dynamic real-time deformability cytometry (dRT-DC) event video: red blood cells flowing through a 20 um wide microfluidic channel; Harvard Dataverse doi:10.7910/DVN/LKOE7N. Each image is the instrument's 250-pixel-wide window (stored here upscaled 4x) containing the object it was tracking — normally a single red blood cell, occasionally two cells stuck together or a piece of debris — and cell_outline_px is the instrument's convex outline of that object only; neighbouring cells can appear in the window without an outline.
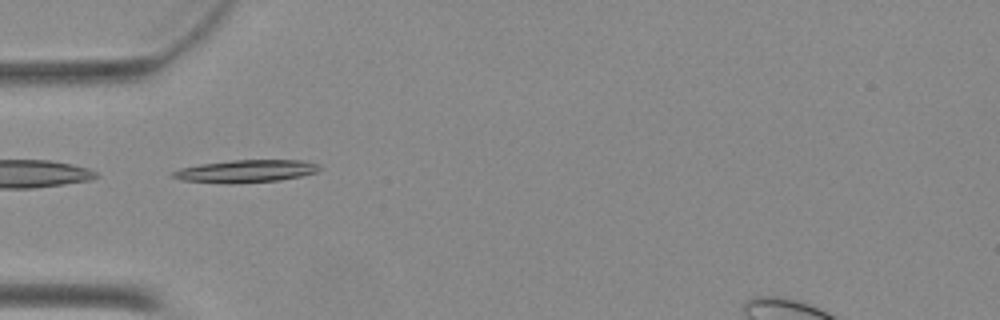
{"species": "Egyptian fruit bat (a non-hibernating species)", "species_latin": "Rousettus aegyptiacus", "temperature_condition": "warm", "stored_images_in_passage": 35, "camera_frame_rate_fps": 3000, "um_per_image_px": 0.085, "animal": {"sex": "female"}, "frame": {"image": 1, "passage_image": 1, "time_ms": 0.0, "image_size_px": [1000, 320], "cell_outline_px": [[320, 168], [316, 172], [300, 176], [280, 180], [180, 180], [172, 176], [172, 172], [180, 168], [200, 164], [232, 160], [304, 160], [320, 164]], "centroid_in_image_um": [21.01, 14.47], "position_along_channel_um": 64.0, "area_um2": 17.86}}
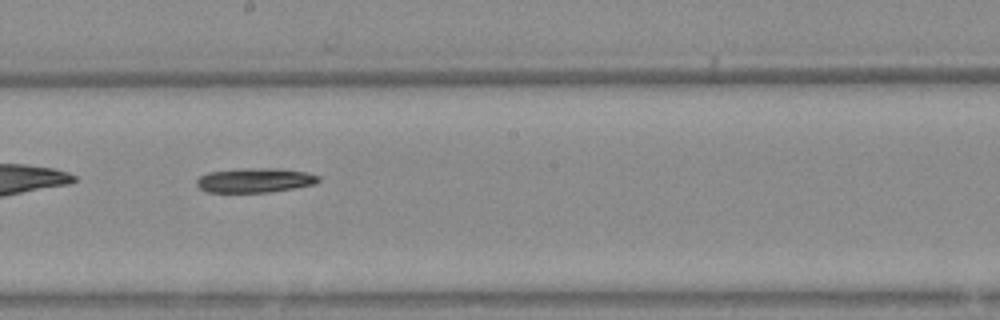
{"frame": {"image": 2, "passage_image": 13, "time_ms": 4.0, "image_size_px": [1000, 320], "cell_outline_px": [[320, 180], [312, 184], [292, 188], [268, 192], [208, 192], [200, 188], [196, 184], [196, 180], [200, 176], [208, 172], [244, 168], [276, 168], [304, 172], [320, 176]], "centroid_in_image_um": [21.62, 15.31], "position_along_channel_um": 226.6, "area_um2": 17.17}}
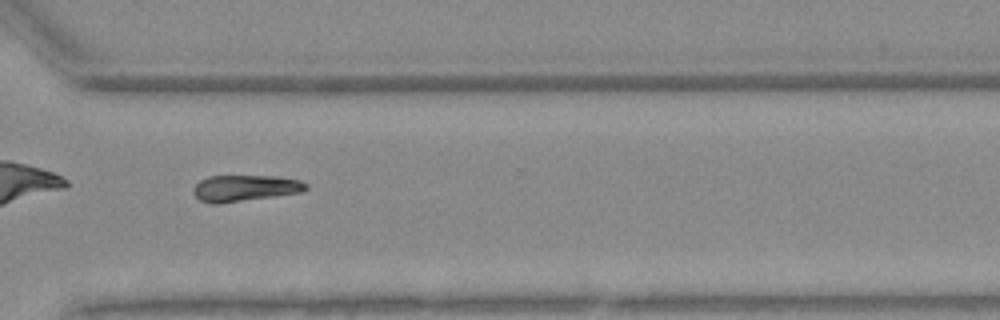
{"frame": {"image": 3, "passage_image": 22, "time_ms": 7.0, "image_size_px": [1000, 320], "cell_outline_px": [[308, 188], [300, 192], [220, 204], [212, 204], [200, 200], [192, 192], [192, 188], [200, 180], [208, 176], [276, 176], [300, 180], [308, 184]], "centroid_in_image_um": [20.79, 15.99], "position_along_channel_um": 349.8, "area_um2": 17.28}}